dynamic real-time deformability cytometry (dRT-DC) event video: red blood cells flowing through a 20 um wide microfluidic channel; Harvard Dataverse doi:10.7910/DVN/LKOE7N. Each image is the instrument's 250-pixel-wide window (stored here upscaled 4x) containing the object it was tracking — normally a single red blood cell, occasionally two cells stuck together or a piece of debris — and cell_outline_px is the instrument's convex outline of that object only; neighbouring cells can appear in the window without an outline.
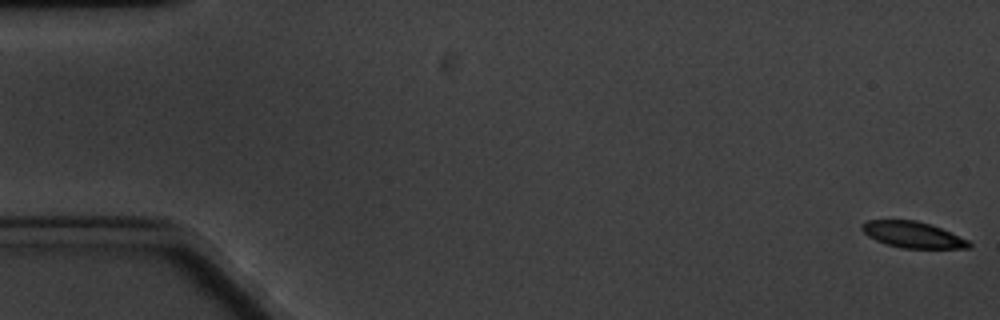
{"species": "common noctule bat (a hibernating species)", "species_latin": "Nyctalus noctula", "temperature_condition": "cold", "stored_images_in_passage": 62, "camera_frame_rate_fps": 3000, "um_per_image_px": 0.085, "animal": {"sex": "male", "body_mass_g": 20.1, "forearm_length_mm": 53.5}, "frame": {"image": 1, "passage_image": 1, "time_ms": 0.0, "image_size_px": [1000, 320], "cell_outline_px": [[972, 248], [900, 248], [876, 240], [868, 236], [860, 228], [860, 224], [868, 220], [916, 220], [940, 228], [968, 240], [972, 244]], "centroid_in_image_um": [77.56, 19.95], "position_along_channel_um": 7.4, "area_um2": 16.18}}
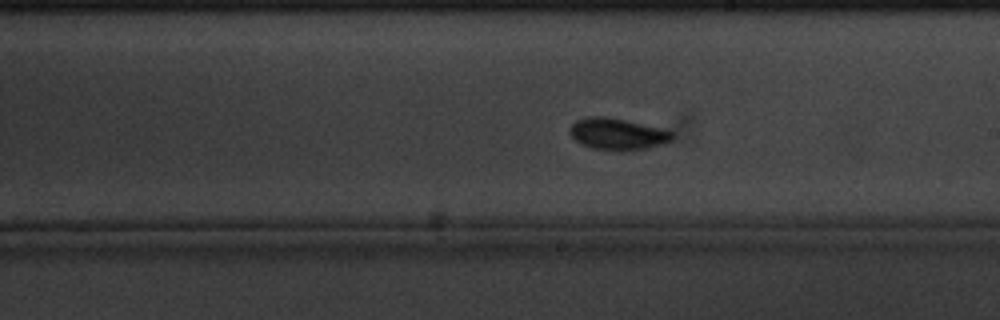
{"frame": {"image": 2, "passage_image": 35, "time_ms": 11.333, "image_size_px": [1000, 320], "cell_outline_px": [[672, 140], [664, 144], [648, 148], [620, 152], [592, 148], [580, 144], [568, 132], [568, 128], [576, 120], [588, 116], [604, 116], [624, 120], [660, 128], [672, 132]], "centroid_in_image_um": [52.45, 11.41], "position_along_channel_um": 236.6, "area_um2": 19.02}}
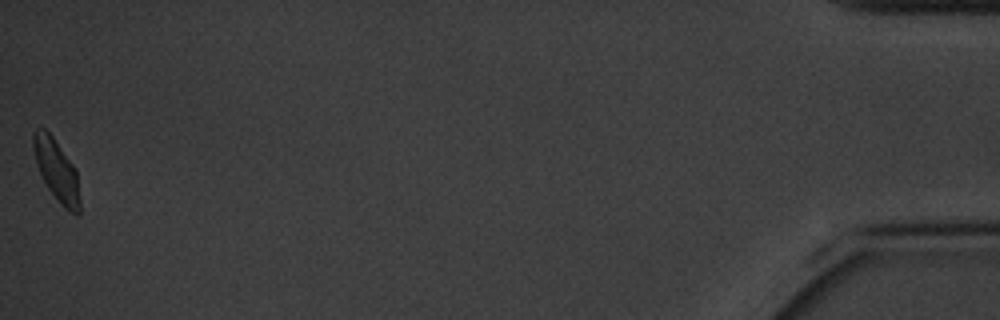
{"frame": {"image": 3, "passage_image": 62, "time_ms": 20.333, "image_size_px": [1000, 320], "cell_outline_px": [[80, 212], [76, 216], [68, 212], [60, 204], [48, 188], [36, 164], [32, 148], [32, 132], [36, 128], [44, 128], [52, 136], [76, 168], [80, 200]], "centroid_in_image_um": [4.81, 14.49], "position_along_channel_um": 430.4, "area_um2": 16.88}, "authors_computed_cell_mechanics": {"area_um2": 17.1088, "velocity_mm_per_s": 3.2286, "shape_relaxation_time_tau1_ms": 2.437, "shape_relaxation_time_tau2_ms": 2.2832, "deformation_change_tau1": 0.1108, "deformation_change_tau2": 0.0639}}